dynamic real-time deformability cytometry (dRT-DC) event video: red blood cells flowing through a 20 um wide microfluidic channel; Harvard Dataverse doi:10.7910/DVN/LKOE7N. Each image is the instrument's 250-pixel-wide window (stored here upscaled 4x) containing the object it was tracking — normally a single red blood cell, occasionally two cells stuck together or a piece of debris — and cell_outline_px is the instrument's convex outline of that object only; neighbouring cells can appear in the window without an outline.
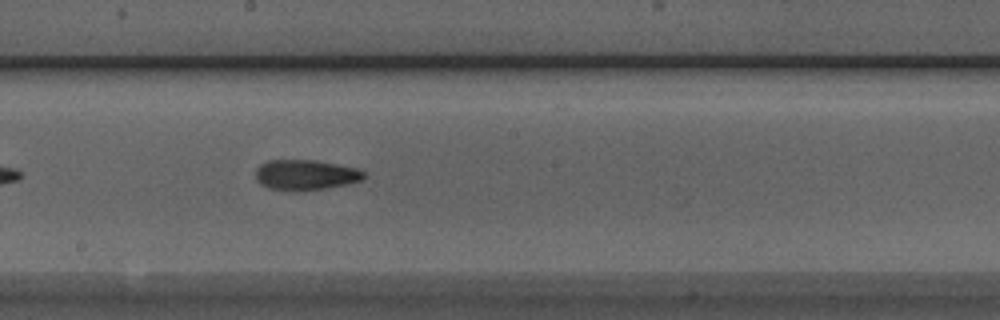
{"species": "Egyptian fruit bat (a non-hibernating species)", "species_latin": "Rousettus aegyptiacus", "temperature_condition": "room temperature", "stored_images_in_passage": 21, "camera_frame_rate_fps": 3000, "um_per_image_px": 0.085, "animal": {"sex": "male"}, "frame": {"image": 1, "passage_image": 15, "time_ms": 4.667, "image_size_px": [1000, 320], "cell_outline_px": [[364, 176], [360, 180], [348, 184], [324, 188], [268, 188], [260, 184], [256, 180], [256, 168], [260, 164], [268, 160], [316, 160], [356, 168], [364, 172]], "centroid_in_image_um": [25.95, 14.82], "position_along_channel_um": 222.2, "area_um2": 18.38}}
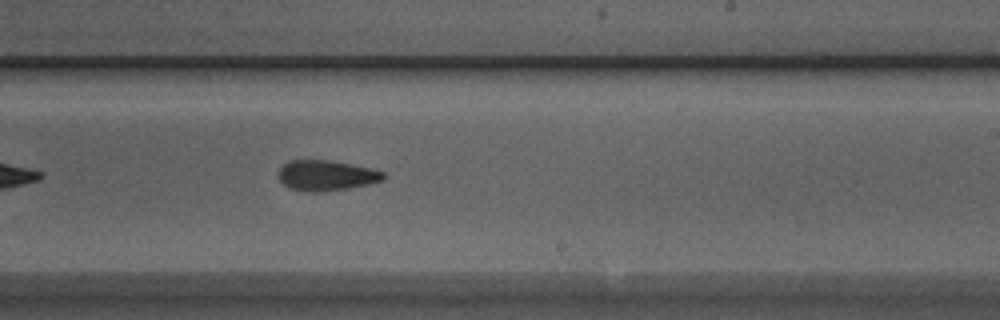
{"frame": {"image": 2, "passage_image": 18, "time_ms": 5.667, "image_size_px": [1000, 320], "cell_outline_px": [[388, 176], [384, 180], [368, 184], [348, 188], [320, 192], [308, 192], [288, 188], [280, 180], [276, 172], [288, 160], [332, 160], [372, 168], [384, 172]], "centroid_in_image_um": [27.74, 14.91], "position_along_channel_um": 261.3, "area_um2": 18.9}}